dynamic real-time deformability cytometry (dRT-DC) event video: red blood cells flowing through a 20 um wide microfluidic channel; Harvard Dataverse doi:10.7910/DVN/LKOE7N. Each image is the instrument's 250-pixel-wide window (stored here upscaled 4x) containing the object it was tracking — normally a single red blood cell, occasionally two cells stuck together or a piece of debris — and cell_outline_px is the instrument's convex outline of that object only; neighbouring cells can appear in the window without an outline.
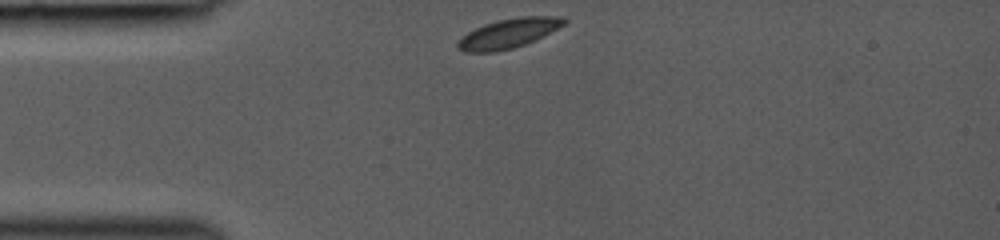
{"species": "common noctule bat (a hibernating species)", "species_latin": "Nyctalus noctula", "temperature_condition": "room temperature", "stored_images_in_passage": 29, "camera_frame_rate_fps": 3000, "um_per_image_px": 0.085, "animal": {"sex": "female", "body_mass_g": 19.0, "forearm_length_mm": 53.3}, "frame": {"image": 1, "passage_image": 1, "time_ms": 0.0, "image_size_px": [1000, 240], "cell_outline_px": [[568, 20], [564, 24], [524, 44], [512, 48], [496, 52], [464, 52], [456, 48], [456, 44], [468, 32], [484, 24], [496, 20], [520, 16], [564, 16]], "centroid_in_image_um": [43.19, 2.82], "position_along_channel_um": 41.8, "area_um2": 17.98}}
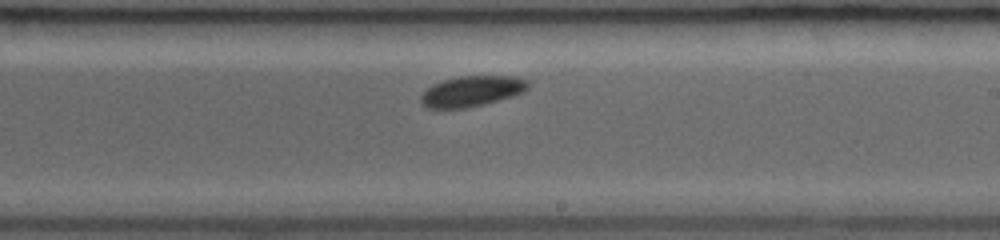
{"frame": {"image": 2, "passage_image": 17, "time_ms": 5.333, "image_size_px": [1000, 240], "cell_outline_px": [[532, 84], [528, 88], [512, 96], [484, 104], [468, 108], [424, 108], [420, 104], [420, 96], [432, 84], [444, 80], [460, 76], [516, 76], [528, 80]], "centroid_in_image_um": [40.09, 7.75], "position_along_channel_um": 248.9, "area_um2": 19.19}}
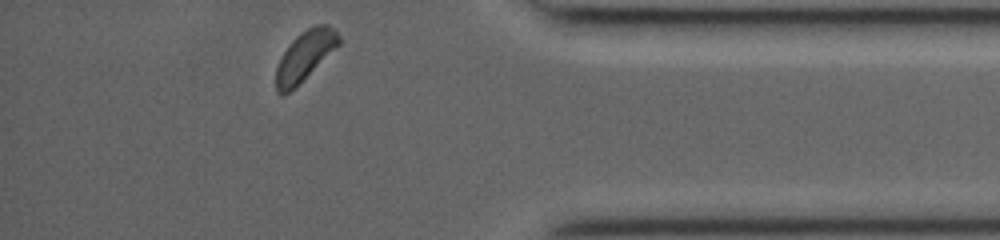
{"frame": {"image": 3, "passage_image": 29, "time_ms": 9.333, "image_size_px": [1000, 240], "cell_outline_px": [[340, 44], [336, 48], [284, 96], [276, 92], [276, 68], [288, 44], [296, 36], [308, 28], [316, 24], [328, 24], [340, 36]], "centroid_in_image_um": [25.91, 4.72], "position_along_channel_um": 409.3, "area_um2": 17.69}}